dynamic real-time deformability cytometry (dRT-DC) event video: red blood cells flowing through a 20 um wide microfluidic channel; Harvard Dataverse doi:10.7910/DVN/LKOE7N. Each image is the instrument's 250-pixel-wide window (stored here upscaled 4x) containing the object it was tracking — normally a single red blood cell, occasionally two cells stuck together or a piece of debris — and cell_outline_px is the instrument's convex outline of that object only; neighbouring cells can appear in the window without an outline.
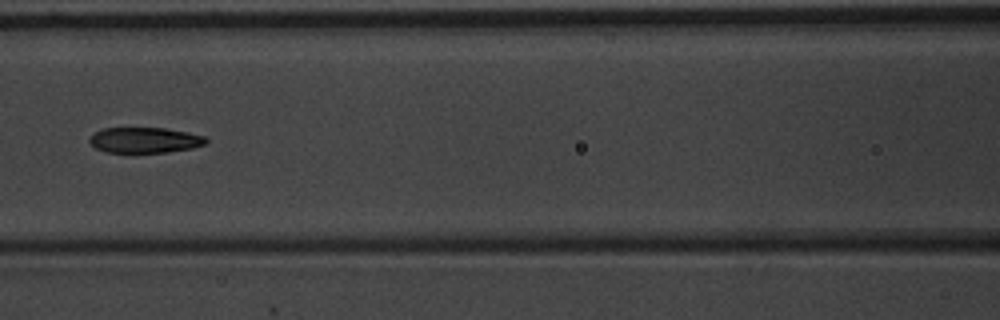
{"species": "common noctule bat (a hibernating species)", "species_latin": "Nyctalus noctula", "temperature_condition": "warm", "stored_images_in_passage": 4, "camera_frame_rate_fps": 3000, "um_per_image_px": 0.085, "animal": {"sex": "male", "body_mass_g": 20.1, "forearm_length_mm": 53.5}, "frame": {"image": 1, "passage_image": 4, "time_ms": 1.0, "image_size_px": [1000, 320], "cell_outline_px": [[208, 144], [192, 148], [168, 152], [132, 156], [108, 152], [96, 148], [88, 140], [96, 132], [104, 128], [164, 128], [188, 132], [204, 136], [208, 140]], "centroid_in_image_um": [12.32, 11.96], "position_along_channel_um": 154.3, "area_um2": 18.09}}